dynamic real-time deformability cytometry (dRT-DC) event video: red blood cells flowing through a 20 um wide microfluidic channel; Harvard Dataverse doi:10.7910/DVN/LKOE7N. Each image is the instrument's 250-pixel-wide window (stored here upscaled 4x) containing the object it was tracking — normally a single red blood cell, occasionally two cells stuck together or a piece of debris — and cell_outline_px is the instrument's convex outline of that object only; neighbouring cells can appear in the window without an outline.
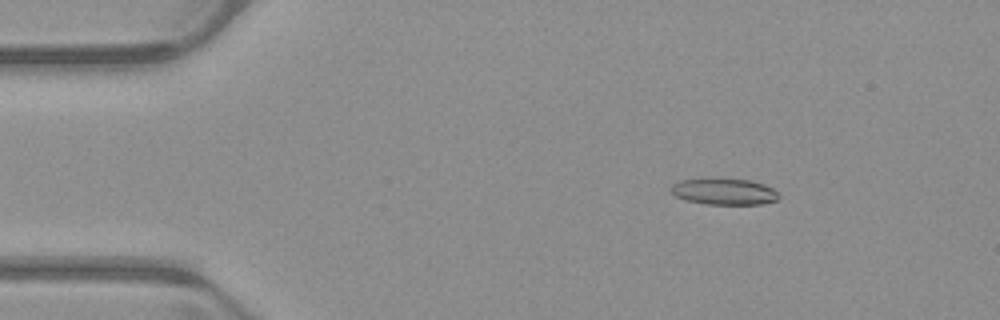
{"species": "common noctule bat (a hibernating species)", "species_latin": "Nyctalus noctula", "temperature_condition": "warm", "stored_images_in_passage": 52, "camera_frame_rate_fps": 3000, "um_per_image_px": 0.085, "animal": {"sex": "male", "body_mass_g": 23.1, "forearm_length_mm": 52.7}, "frame": {"image": 1, "passage_image": 8, "time_ms": 2.333, "image_size_px": [1000, 320], "cell_outline_px": [[780, 196], [776, 200], [760, 204], [708, 204], [684, 200], [676, 196], [672, 192], [672, 184], [680, 180], [704, 176], [716, 176], [752, 180], [764, 184], [772, 188]], "centroid_in_image_um": [61.51, 16.23], "position_along_channel_um": 23.5, "area_um2": 17.22}}
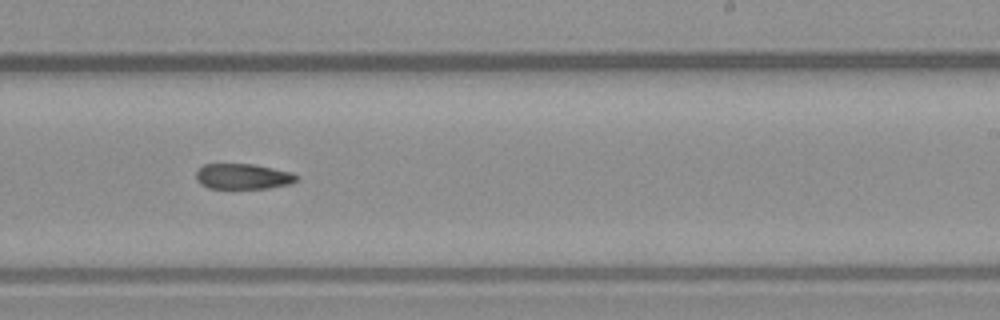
{"frame": {"image": 2, "passage_image": 32, "time_ms": 10.333, "image_size_px": [1000, 320], "cell_outline_px": [[296, 180], [292, 184], [268, 188], [208, 188], [200, 184], [196, 180], [196, 172], [204, 164], [252, 164], [292, 172], [296, 176]], "centroid_in_image_um": [20.63, 15.0], "position_along_channel_um": 268.4, "area_um2": 14.85}}
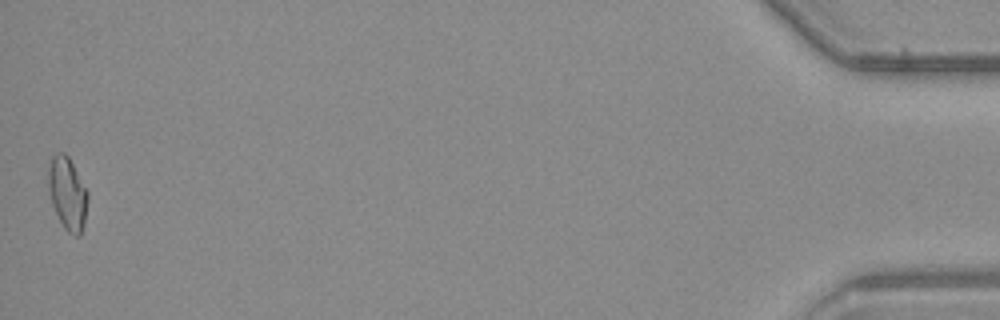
{"frame": {"image": 3, "passage_image": 52, "time_ms": 17.0, "image_size_px": [1000, 320], "cell_outline_px": [[88, 200], [84, 224], [80, 236], [76, 236], [68, 232], [64, 228], [52, 204], [48, 192], [48, 168], [52, 156], [56, 152], [64, 152], [68, 156], [88, 192]], "centroid_in_image_um": [5.73, 16.44], "position_along_channel_um": 429.5, "area_um2": 16.7}}